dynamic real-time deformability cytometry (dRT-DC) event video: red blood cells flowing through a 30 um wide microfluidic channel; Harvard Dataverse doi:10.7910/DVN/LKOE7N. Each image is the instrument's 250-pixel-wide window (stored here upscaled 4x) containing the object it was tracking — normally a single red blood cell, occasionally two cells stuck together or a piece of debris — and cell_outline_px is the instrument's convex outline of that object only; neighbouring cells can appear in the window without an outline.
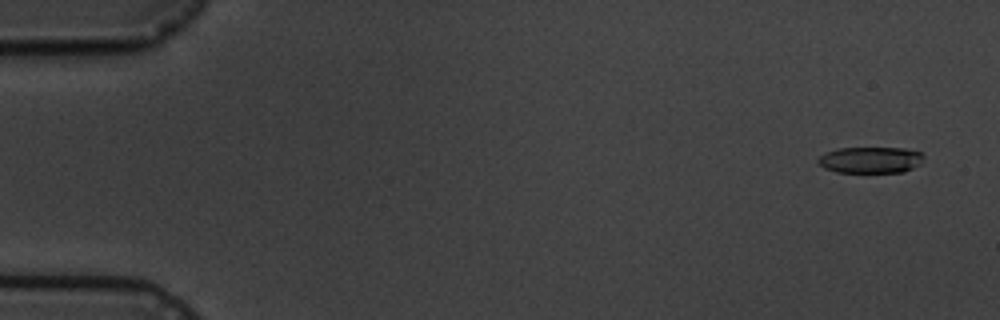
{"species": "common noctule bat (a hibernating species)", "species_latin": "Nyctalus noctula", "temperature_condition": "cold", "stored_images_in_passage": 4, "camera_frame_rate_fps": 3000, "um_per_image_px": 0.085, "animal": {"sex": "male", "body_mass_g": 19.5, "forearm_length_mm": 54.6}, "frame": {"image": 1, "passage_image": 1, "time_ms": 0.0, "image_size_px": [1000, 320], "cell_outline_px": [[924, 156], [920, 164], [904, 172], [836, 172], [824, 168], [816, 160], [824, 152], [836, 148], [904, 148], [920, 152]], "centroid_in_image_um": [73.97, 13.59], "position_along_channel_um": 11.0, "area_um2": 16.24}}
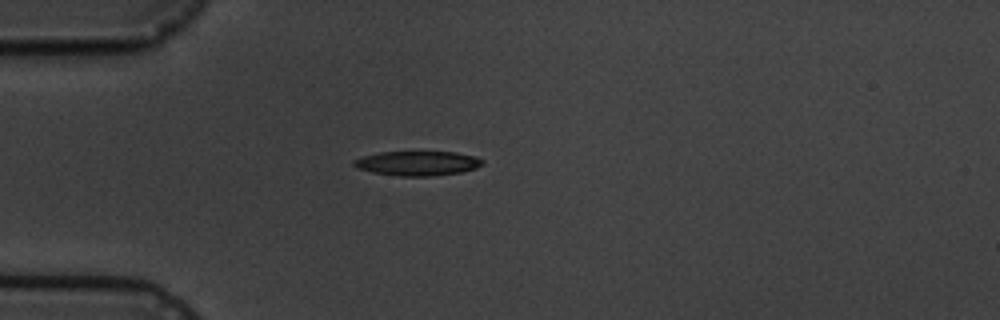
{"frame": {"image": 2, "passage_image": 4, "time_ms": 4.333, "image_size_px": [1000, 320], "cell_outline_px": [[484, 164], [476, 168], [460, 172], [432, 176], [400, 176], [372, 172], [356, 168], [352, 164], [352, 160], [364, 156], [380, 152], [456, 152], [476, 156], [484, 160]], "centroid_in_image_um": [35.5, 13.88], "position_along_channel_um": 49.5, "area_um2": 18.44}}